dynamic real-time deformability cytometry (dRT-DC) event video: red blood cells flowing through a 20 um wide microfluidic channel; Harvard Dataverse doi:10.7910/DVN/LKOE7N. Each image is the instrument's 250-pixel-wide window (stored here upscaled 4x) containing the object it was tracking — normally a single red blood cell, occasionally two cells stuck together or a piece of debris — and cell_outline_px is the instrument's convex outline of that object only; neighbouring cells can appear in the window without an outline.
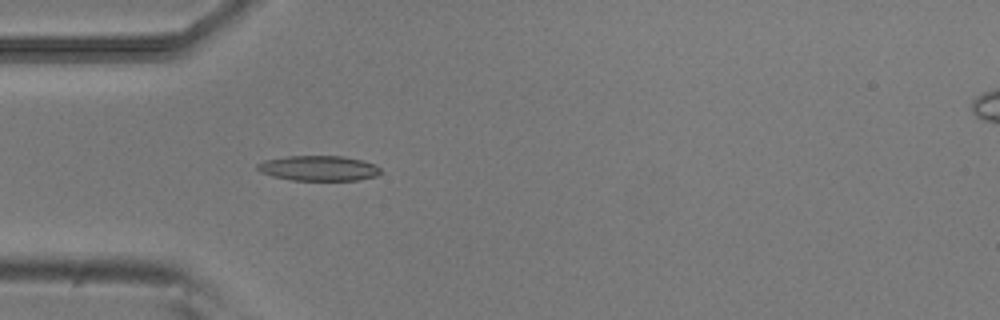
{"species": "common noctule bat (a hibernating species)", "species_latin": "Nyctalus noctula", "temperature_condition": "room temperature", "stored_images_in_passage": 10, "camera_frame_rate_fps": 3000, "um_per_image_px": 0.085, "animal": {"sex": "male", "body_mass_g": 20.5, "forearm_length_mm": 52.5}, "frame": {"image": 1, "passage_image": 3, "time_ms": 0.667, "image_size_px": [1000, 320], "cell_outline_px": [[380, 172], [376, 176], [360, 180], [292, 180], [272, 176], [260, 172], [256, 168], [256, 164], [264, 160], [288, 156], [344, 156], [364, 160], [376, 164], [380, 168]], "centroid_in_image_um": [27.09, 14.29], "position_along_channel_um": 57.9, "area_um2": 18.21}}
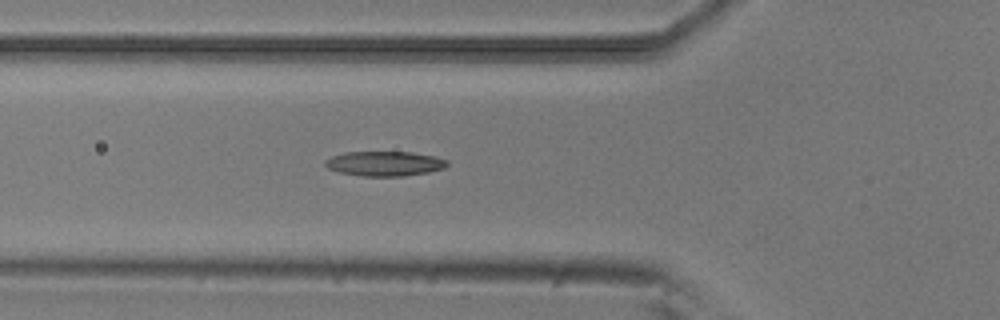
{"frame": {"image": 2, "passage_image": 6, "time_ms": 1.667, "image_size_px": [1000, 320], "cell_outline_px": [[448, 164], [444, 168], [428, 172], [404, 176], [364, 176], [340, 172], [328, 168], [324, 164], [324, 160], [332, 156], [344, 152], [412, 152], [436, 156], [448, 160]], "centroid_in_image_um": [32.71, 13.9], "position_along_channel_um": 93.1, "area_um2": 17.63}}
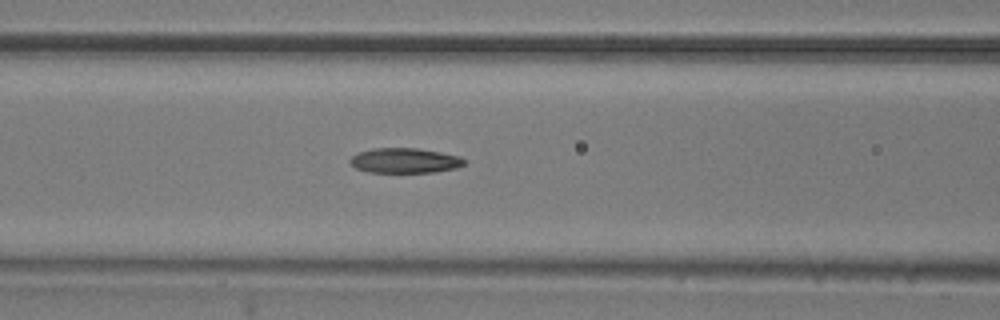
{"frame": {"image": 3, "passage_image": 9, "time_ms": 2.667, "image_size_px": [1000, 320], "cell_outline_px": [[468, 160], [464, 164], [456, 168], [432, 172], [368, 172], [356, 168], [348, 160], [352, 156], [360, 152], [372, 148], [416, 148], [440, 152], [460, 156]], "centroid_in_image_um": [34.42, 13.64], "position_along_channel_um": 132.2, "area_um2": 16.59}}